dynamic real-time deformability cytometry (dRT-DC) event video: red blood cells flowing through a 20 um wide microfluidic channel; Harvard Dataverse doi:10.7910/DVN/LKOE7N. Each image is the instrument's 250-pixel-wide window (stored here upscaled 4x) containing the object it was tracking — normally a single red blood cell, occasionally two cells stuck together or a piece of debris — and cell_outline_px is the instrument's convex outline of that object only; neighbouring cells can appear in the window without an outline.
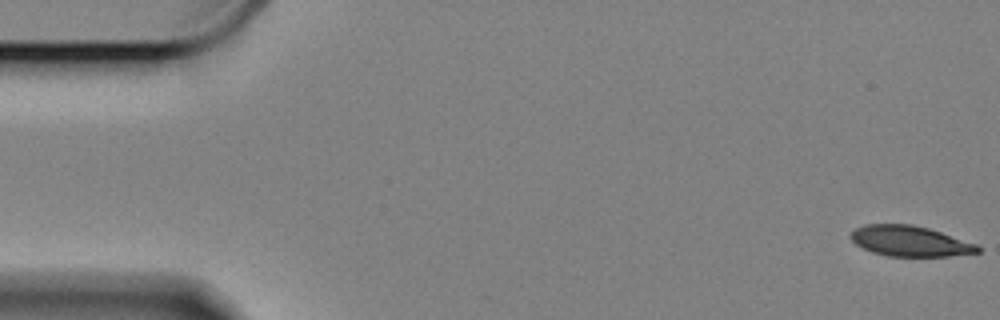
{"species": "Egyptian fruit bat (a non-hibernating species)", "species_latin": "Rousettus aegyptiacus", "temperature_condition": "cold", "stored_images_in_passage": 61, "camera_frame_rate_fps": 3000, "um_per_image_px": 0.085, "animal": {"sex": "female"}, "frame": {"image": 1, "passage_image": 1, "time_ms": 0.0, "image_size_px": [1000, 320], "cell_outline_px": [[980, 252], [948, 256], [888, 256], [872, 252], [856, 244], [852, 240], [852, 232], [856, 228], [864, 224], [912, 224], [928, 228], [976, 244], [980, 248]], "centroid_in_image_um": [77.34, 20.49], "position_along_channel_um": 7.7, "area_um2": 22.25}}
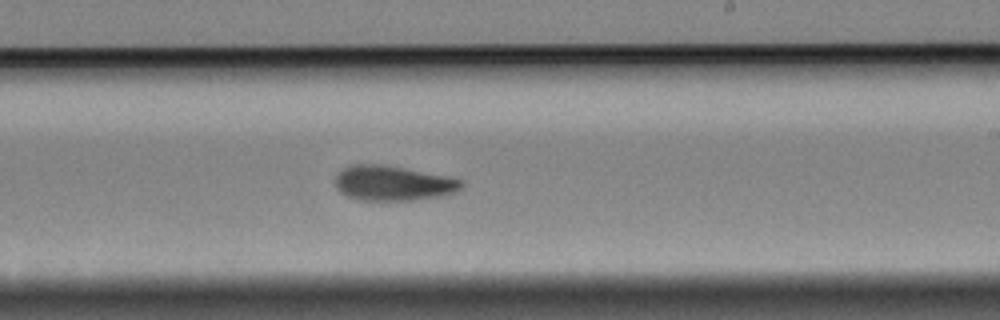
{"frame": {"image": 2, "passage_image": 35, "time_ms": 11.333, "image_size_px": [1000, 320], "cell_outline_px": [[464, 184], [460, 188], [444, 196], [416, 200], [364, 200], [348, 196], [340, 192], [336, 188], [336, 176], [344, 168], [352, 164], [384, 164], [448, 176], [464, 180]], "centroid_in_image_um": [33.43, 15.56], "position_along_channel_um": 255.6, "area_um2": 25.72}}
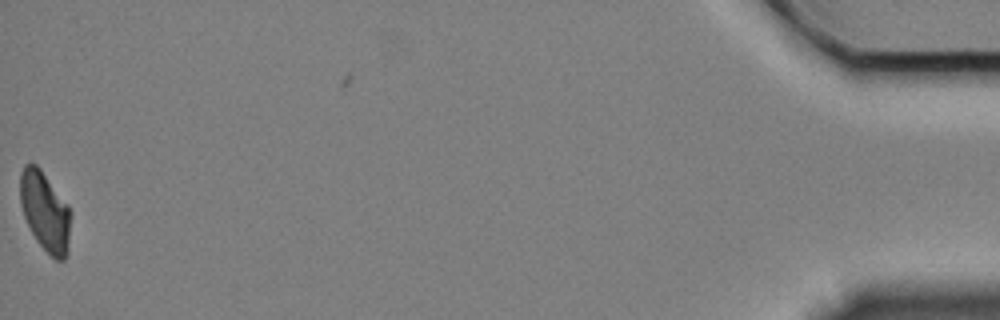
{"frame": {"image": 3, "passage_image": 60, "time_ms": 19.667, "image_size_px": [1000, 320], "cell_outline_px": [[72, 212], [68, 252], [64, 260], [56, 260], [36, 240], [24, 216], [20, 204], [20, 172], [24, 164], [36, 164], [40, 168], [68, 204]], "centroid_in_image_um": [3.85, 17.96], "position_along_channel_um": 431.3, "area_um2": 23.58}, "authors_computed_cell_mechanics": {"area_um2": 25.0852, "velocity_mm_per_s": 3.2966, "shape_relaxation_time_tau1_ms": 7.067, "shape_relaxation_time_tau2_ms": 8.3608, "deformation_change_tau1": 0.1672, "deformation_change_tau2": 0.1426}}